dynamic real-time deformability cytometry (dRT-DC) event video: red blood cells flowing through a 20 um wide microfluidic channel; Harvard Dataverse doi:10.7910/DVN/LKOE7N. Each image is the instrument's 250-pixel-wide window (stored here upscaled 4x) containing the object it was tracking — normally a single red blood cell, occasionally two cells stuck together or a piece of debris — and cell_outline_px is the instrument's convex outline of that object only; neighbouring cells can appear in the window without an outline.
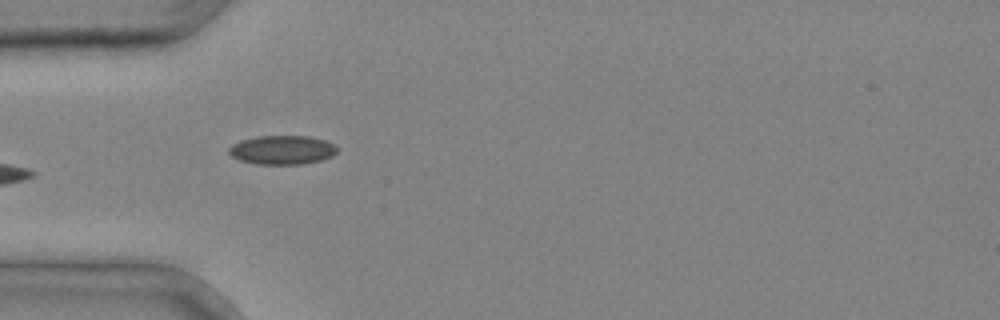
{"species": "common noctule bat (a hibernating species)", "species_latin": "Nyctalus noctula", "temperature_condition": "cold", "stored_images_in_passage": 3, "camera_frame_rate_fps": 3000, "um_per_image_px": 0.085, "animal": {"sex": "male", "body_mass_g": 20.4}, "frame": {"image": 1, "passage_image": 3, "time_ms": 0.667, "image_size_px": [1000, 320], "cell_outline_px": [[340, 148], [332, 156], [320, 160], [304, 164], [256, 164], [240, 160], [232, 156], [228, 152], [228, 148], [232, 144], [240, 140], [256, 136], [308, 136], [324, 140], [336, 144]], "centroid_in_image_um": [24.0, 12.74], "position_along_channel_um": 61.0, "area_um2": 18.44}}